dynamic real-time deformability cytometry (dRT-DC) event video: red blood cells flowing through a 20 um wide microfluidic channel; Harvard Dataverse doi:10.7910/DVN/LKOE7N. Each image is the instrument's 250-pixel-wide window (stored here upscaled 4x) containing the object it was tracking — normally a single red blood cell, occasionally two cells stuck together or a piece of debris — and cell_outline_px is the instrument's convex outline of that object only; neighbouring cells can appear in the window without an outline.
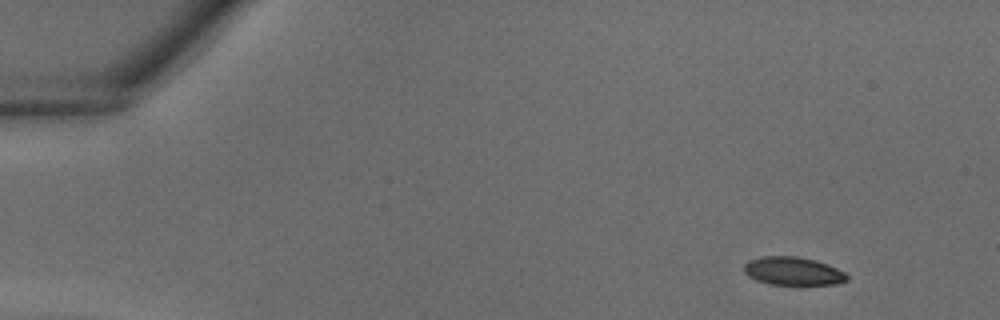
{"species": "common noctule bat (a hibernating species)", "species_latin": "Nyctalus noctula", "temperature_condition": "warm", "stored_images_in_passage": 36, "camera_frame_rate_fps": 3000, "um_per_image_px": 0.085, "animal": {"sex": "male", "body_mass_g": 18.8}, "frame": {"image": 1, "passage_image": 1, "time_ms": 0.0, "image_size_px": [1000, 320], "cell_outline_px": [[848, 280], [836, 284], [772, 284], [756, 280], [748, 276], [744, 272], [744, 264], [748, 260], [760, 256], [796, 256], [816, 260], [828, 264], [844, 272], [848, 276]], "centroid_in_image_um": [67.39, 23.03], "position_along_channel_um": 17.6, "area_um2": 16.94}}
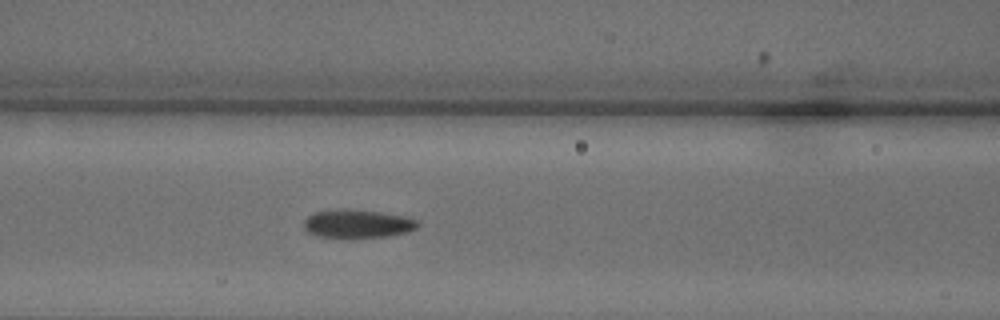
{"frame": {"image": 2, "passage_image": 14, "time_ms": 4.333, "image_size_px": [1000, 320], "cell_outline_px": [[420, 224], [416, 228], [408, 232], [388, 236], [352, 240], [316, 236], [308, 232], [304, 228], [304, 220], [308, 216], [316, 212], [344, 208], [348, 208], [380, 212], [408, 216], [416, 220]], "centroid_in_image_um": [30.39, 19.05], "position_along_channel_um": 136.2, "area_um2": 19.59}}
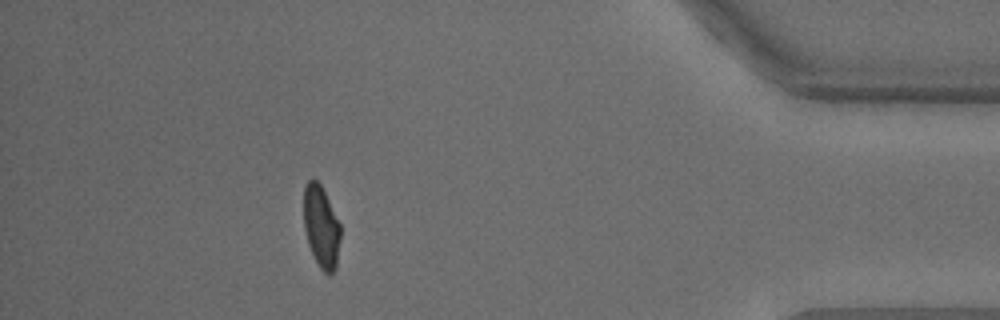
{"frame": {"image": 3, "passage_image": 32, "time_ms": 10.333, "image_size_px": [1000, 320], "cell_outline_px": [[340, 236], [336, 268], [328, 276], [320, 268], [308, 244], [304, 228], [304, 188], [308, 180], [316, 180], [320, 184], [340, 224]], "centroid_in_image_um": [27.3, 19.29], "position_along_channel_um": 407.9, "area_um2": 17.28}}